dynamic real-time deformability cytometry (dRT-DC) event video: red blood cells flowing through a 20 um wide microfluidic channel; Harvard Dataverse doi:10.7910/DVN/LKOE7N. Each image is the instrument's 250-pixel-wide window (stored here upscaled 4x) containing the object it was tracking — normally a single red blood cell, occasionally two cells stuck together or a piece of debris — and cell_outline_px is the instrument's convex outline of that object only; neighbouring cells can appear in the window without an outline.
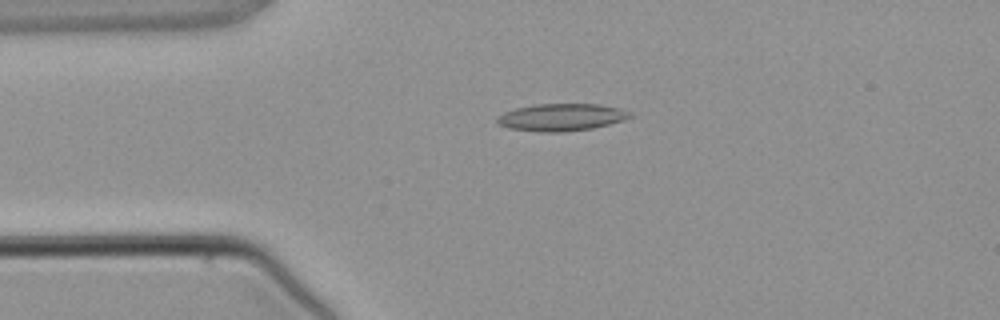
{"species": "common noctule bat (a hibernating species)", "species_latin": "Nyctalus noctula", "temperature_condition": "warm", "stored_images_in_passage": 4, "camera_frame_rate_fps": 3000, "um_per_image_px": 0.085, "animal": {"sex": "male", "body_mass_g": 21.5, "forearm_length_mm": 52.0}, "frame": {"image": 1, "passage_image": 3, "time_ms": 2.667, "image_size_px": [1000, 320], "cell_outline_px": [[636, 116], [624, 120], [592, 128], [556, 132], [544, 132], [508, 128], [496, 124], [496, 116], [504, 112], [516, 108], [536, 104], [600, 104], [620, 108], [632, 112]], "centroid_in_image_um": [47.73, 9.95], "position_along_channel_um": 37.3, "area_um2": 21.21}}